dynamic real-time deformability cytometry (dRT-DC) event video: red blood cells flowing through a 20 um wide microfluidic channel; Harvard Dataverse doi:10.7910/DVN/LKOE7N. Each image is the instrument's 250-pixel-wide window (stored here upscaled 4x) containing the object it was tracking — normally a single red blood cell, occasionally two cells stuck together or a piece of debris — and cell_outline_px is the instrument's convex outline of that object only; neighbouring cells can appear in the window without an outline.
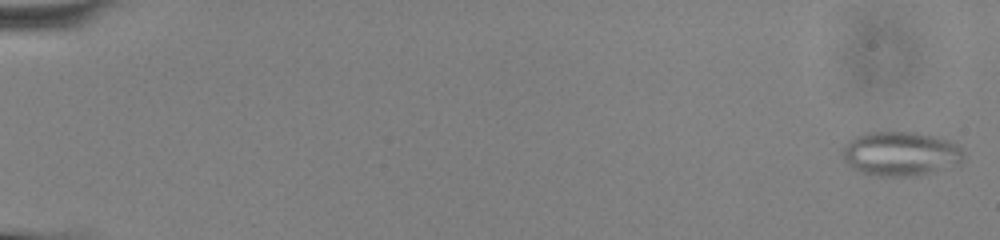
{"species": "common noctule bat (a hibernating species)", "species_latin": "Nyctalus noctula", "temperature_condition": "cold", "stored_images_in_passage": 53, "segment_of_instrument_passage": [1, 2], "camera_frame_rate_fps": 3000, "um_per_image_px": 0.085, "animal": {"sex": "male", "body_mass_g": 13.0, "forearm_length_mm": 53.1}, "frame": {"image": 1, "passage_image": 1, "time_ms": 0.0, "image_size_px": [1000, 240], "cell_outline_px": [[964, 160], [956, 164], [928, 172], [908, 176], [880, 176], [864, 172], [848, 164], [844, 160], [844, 148], [848, 140], [864, 132], [916, 132], [936, 136], [948, 140], [956, 144], [964, 152]], "centroid_in_image_um": [76.56, 13.03], "position_along_channel_um": 8.4, "area_um2": 30.75}}
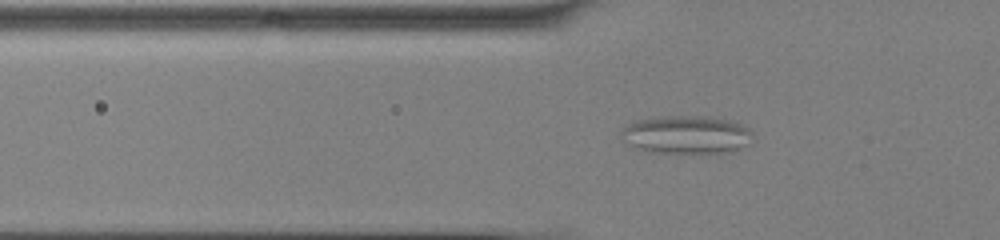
{"frame": {"image": 2, "passage_image": 19, "time_ms": 6.0, "image_size_px": [1000, 240], "cell_outline_px": [[752, 132], [748, 144], [732, 152], [720, 156], [704, 156], [648, 152], [632, 148], [628, 144], [624, 132], [624, 128], [628, 124], [636, 120], [664, 116], [712, 116], [728, 120], [740, 124], [748, 128]], "centroid_in_image_um": [58.41, 11.52], "position_along_channel_um": 67.4, "area_um2": 30.29}}